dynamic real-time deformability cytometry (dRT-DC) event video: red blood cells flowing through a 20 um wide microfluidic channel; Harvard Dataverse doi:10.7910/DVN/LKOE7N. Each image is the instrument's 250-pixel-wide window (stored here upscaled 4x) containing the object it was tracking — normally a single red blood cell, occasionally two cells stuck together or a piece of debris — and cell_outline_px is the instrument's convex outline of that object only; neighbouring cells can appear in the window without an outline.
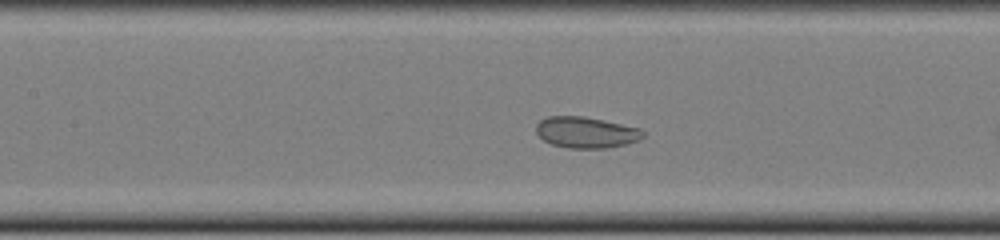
{"species": "common noctule bat (a hibernating species)", "species_latin": "Nyctalus noctula", "temperature_condition": "cold", "stored_images_in_passage": 10, "camera_frame_rate_fps": 3000, "um_per_image_px": 0.085, "animal": {"sex": "female", "body_mass_g": 22.0, "forearm_length_mm": 56.7}, "frame": {"image": 1, "passage_image": 9, "time_ms": 2.667, "image_size_px": [1000, 240], "cell_outline_px": [[644, 136], [636, 140], [624, 144], [608, 148], [568, 148], [552, 144], [544, 140], [536, 132], [536, 124], [540, 120], [548, 116], [584, 116], [640, 128], [644, 132]], "centroid_in_image_um": [49.79, 11.24], "position_along_channel_um": 157.6, "area_um2": 19.25}}